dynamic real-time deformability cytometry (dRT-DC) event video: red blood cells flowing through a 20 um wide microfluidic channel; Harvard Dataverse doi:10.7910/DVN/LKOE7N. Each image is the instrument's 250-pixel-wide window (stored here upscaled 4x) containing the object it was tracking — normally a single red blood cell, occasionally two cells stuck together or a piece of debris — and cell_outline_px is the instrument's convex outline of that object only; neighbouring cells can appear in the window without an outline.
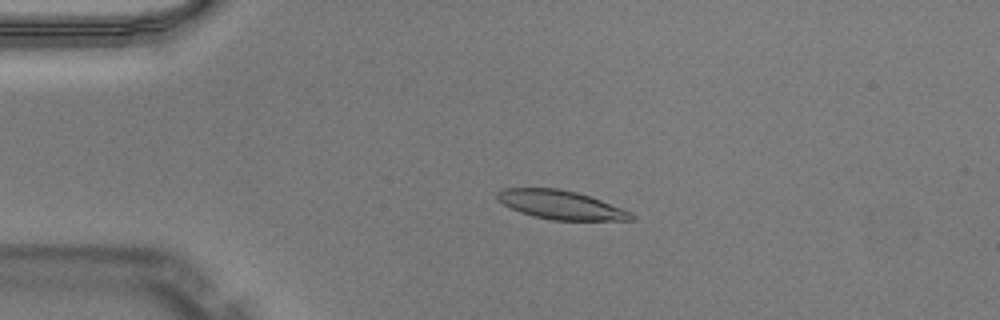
{"species": "Egyptian fruit bat (a non-hibernating species)", "species_latin": "Rousettus aegyptiacus", "temperature_condition": "warm", "stored_images_in_passage": 50, "camera_frame_rate_fps": 3000, "um_per_image_px": 0.085, "animal": {"sex": "male"}, "frame": {"image": 1, "passage_image": 11, "time_ms": 3.333, "image_size_px": [1000, 320], "cell_outline_px": [[636, 216], [632, 220], [552, 220], [532, 216], [520, 212], [496, 200], [496, 192], [500, 188], [560, 188], [576, 192], [600, 200], [632, 212]], "centroid_in_image_um": [47.63, 17.41], "position_along_channel_um": 37.4, "area_um2": 22.48}}
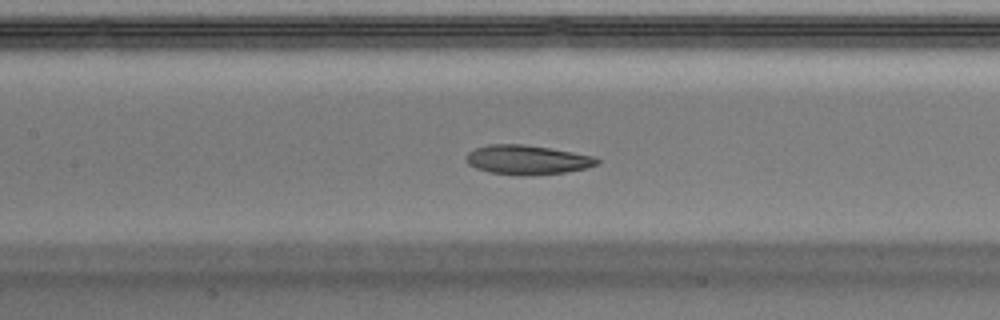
{"frame": {"image": 2, "passage_image": 23, "time_ms": 7.333, "image_size_px": [1000, 320], "cell_outline_px": [[600, 164], [588, 168], [564, 172], [528, 176], [524, 176], [488, 172], [476, 168], [468, 164], [464, 156], [468, 152], [476, 148], [488, 144], [520, 144], [548, 148], [572, 152], [592, 156], [600, 160]], "centroid_in_image_um": [44.79, 13.59], "position_along_channel_um": 162.6, "area_um2": 22.43}}
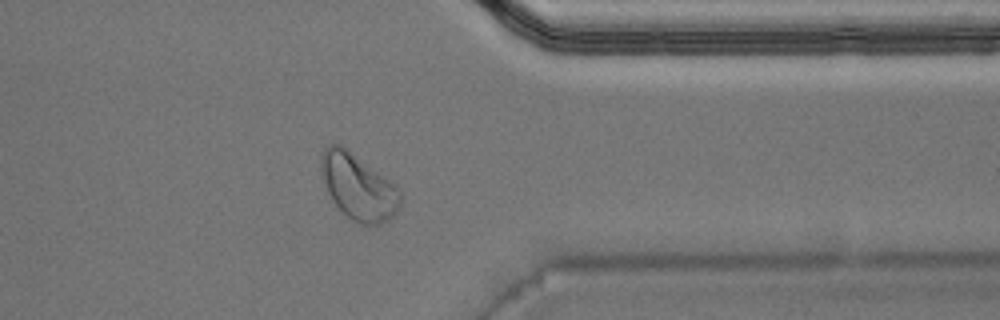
{"frame": {"image": 3, "passage_image": 40, "time_ms": 13.0, "image_size_px": [1000, 320], "cell_outline_px": [[400, 208], [388, 220], [380, 224], [360, 224], [348, 216], [332, 200], [328, 192], [320, 172], [320, 156], [324, 148], [328, 144], [340, 144], [396, 184], [400, 192]], "centroid_in_image_um": [30.44, 15.86], "position_along_channel_um": 381.0, "area_um2": 30.17}, "authors_computed_cell_mechanics": {"area_um2": 22.831, "velocity_mm_per_s": 4.0009, "shape_relaxation_time_tau1_ms": 3.3408, "shape_relaxation_time_tau2_ms": 2.2001, "deformation_change_tau1": 0.1668, "deformation_change_tau2": 0.0948}}